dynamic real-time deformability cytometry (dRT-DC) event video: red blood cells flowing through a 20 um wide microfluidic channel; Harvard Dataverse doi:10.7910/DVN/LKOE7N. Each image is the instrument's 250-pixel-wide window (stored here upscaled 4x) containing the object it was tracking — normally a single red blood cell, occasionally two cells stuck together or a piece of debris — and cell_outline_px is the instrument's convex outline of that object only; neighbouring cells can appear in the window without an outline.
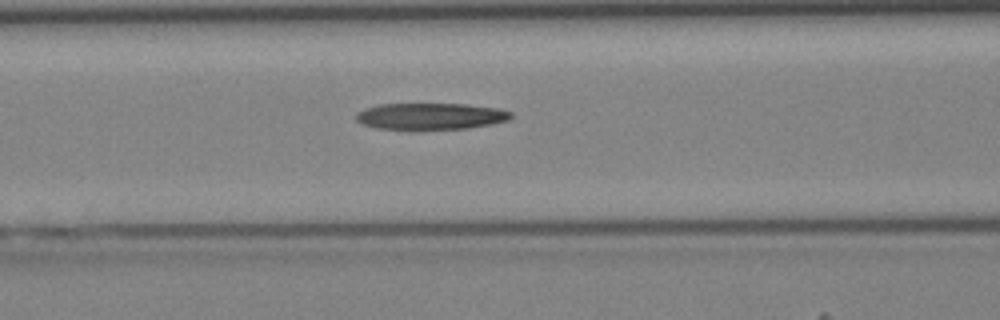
{"species": "Egyptian fruit bat (a non-hibernating species)", "species_latin": "Rousettus aegyptiacus", "temperature_condition": "cold", "stored_images_in_passage": 38, "camera_frame_rate_fps": 3000, "um_per_image_px": 0.085, "animal": {"sex": "female"}, "frame": {"image": 1, "passage_image": 18, "time_ms": 5.667, "image_size_px": [1000, 320], "cell_outline_px": [[512, 116], [508, 120], [492, 124], [468, 128], [376, 128], [364, 124], [356, 120], [356, 112], [364, 108], [380, 104], [468, 104], [496, 108], [512, 112]], "centroid_in_image_um": [36.61, 9.86], "position_along_channel_um": 130.0, "area_um2": 23.52}}
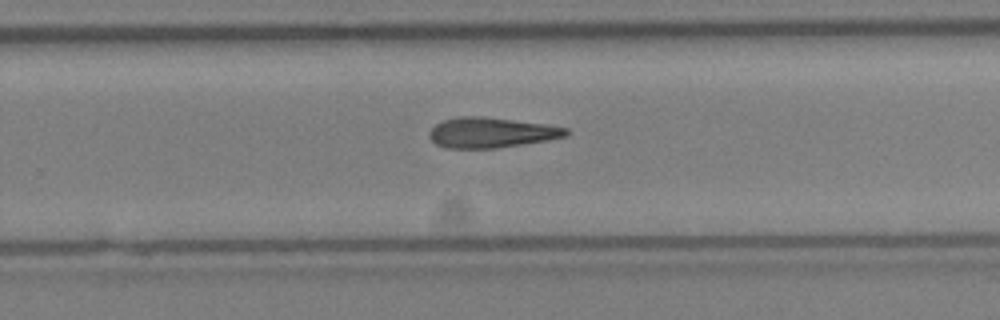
{"frame": {"image": 2, "passage_image": 28, "time_ms": 9.0, "image_size_px": [1000, 320], "cell_outline_px": [[572, 132], [568, 136], [548, 140], [496, 148], [444, 148], [436, 144], [428, 136], [428, 132], [436, 124], [444, 120], [460, 116], [484, 116], [548, 124], [568, 128]], "centroid_in_image_um": [41.79, 11.26], "position_along_channel_um": 288.0, "area_um2": 24.39}}
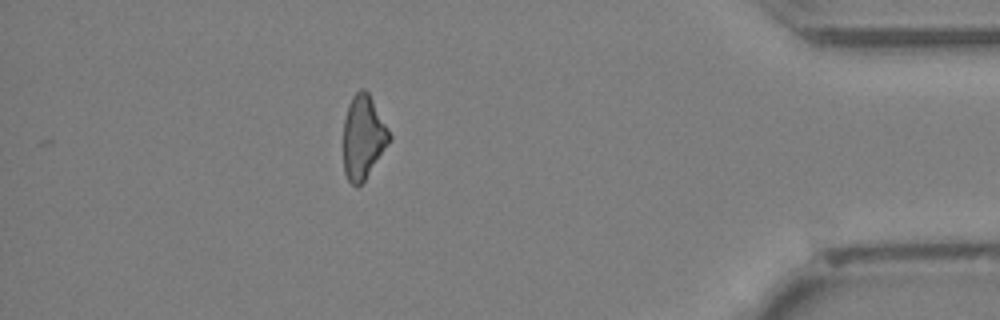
{"frame": {"image": 3, "passage_image": 38, "time_ms": 12.333, "image_size_px": [1000, 320], "cell_outline_px": [[392, 140], [364, 180], [356, 188], [348, 180], [344, 172], [344, 120], [348, 104], [352, 96], [360, 88], [364, 88], [368, 92], [388, 128], [392, 136]], "centroid_in_image_um": [30.88, 11.65], "position_along_channel_um": 404.3, "area_um2": 22.43}}